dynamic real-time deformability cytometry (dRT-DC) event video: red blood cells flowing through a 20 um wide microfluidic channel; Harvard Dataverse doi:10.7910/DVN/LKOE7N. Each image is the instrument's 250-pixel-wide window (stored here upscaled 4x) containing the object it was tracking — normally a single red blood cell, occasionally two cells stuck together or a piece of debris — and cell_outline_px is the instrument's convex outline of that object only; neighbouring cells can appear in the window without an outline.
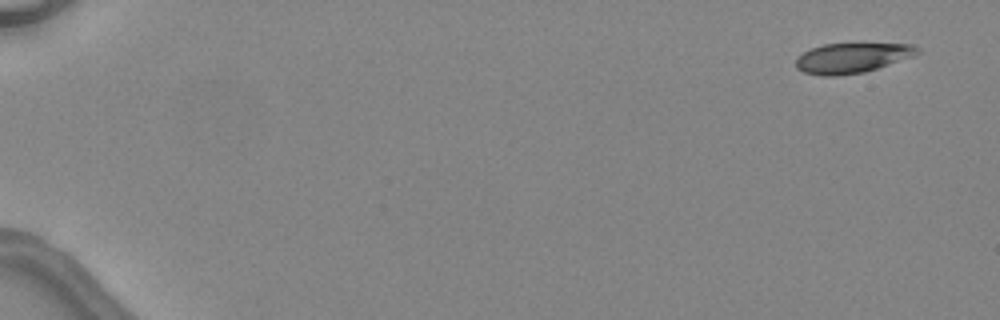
{"species": "common noctule bat (a hibernating species)", "species_latin": "Nyctalus noctula", "temperature_condition": "warm", "stored_images_in_passage": 5, "camera_frame_rate_fps": 3000, "um_per_image_px": 0.085, "animal": {"sex": "female", "body_mass_g": 24.6, "forearm_length_mm": 56.2}, "frame": {"image": 1, "passage_image": 1, "time_ms": 0.0, "image_size_px": [1000, 320], "cell_outline_px": [[920, 52], [912, 56], [864, 72], [836, 76], [824, 76], [804, 72], [796, 68], [796, 56], [812, 48], [824, 44], [912, 44], [920, 48]], "centroid_in_image_um": [72.39, 4.92], "position_along_channel_um": 12.6, "area_um2": 20.98}}
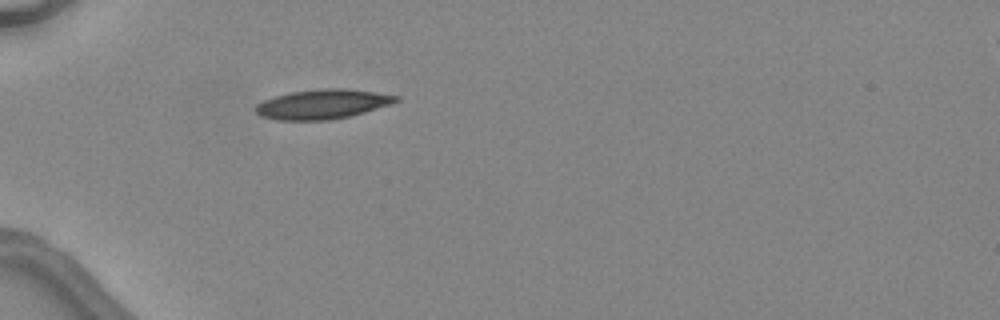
{"frame": {"image": 2, "passage_image": 5, "time_ms": 4.667, "image_size_px": [1000, 320], "cell_outline_px": [[400, 100], [392, 104], [352, 116], [328, 120], [276, 120], [260, 116], [256, 112], [256, 104], [264, 100], [276, 96], [292, 92], [324, 88], [344, 88], [400, 96]], "centroid_in_image_um": [27.44, 8.86], "position_along_channel_um": 57.6, "area_um2": 24.16}}